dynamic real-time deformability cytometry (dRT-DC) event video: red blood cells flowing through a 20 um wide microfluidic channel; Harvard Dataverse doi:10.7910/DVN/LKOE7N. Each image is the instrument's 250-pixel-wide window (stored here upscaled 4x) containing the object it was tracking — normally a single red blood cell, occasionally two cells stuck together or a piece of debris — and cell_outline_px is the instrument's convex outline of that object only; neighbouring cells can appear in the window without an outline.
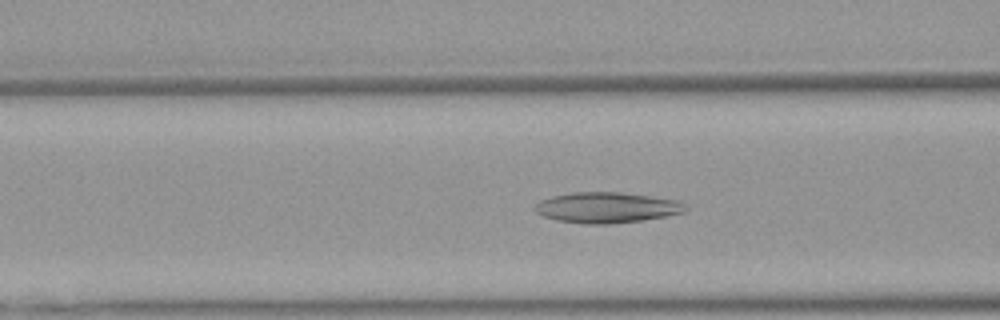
{"species": "Egyptian fruit bat (a non-hibernating species)", "species_latin": "Rousettus aegyptiacus", "temperature_condition": "warm", "stored_images_in_passage": 42, "segment_of_instrument_passage": [1, 2], "camera_frame_rate_fps": 3000, "um_per_image_px": 0.085, "animal": {"sex": "female"}, "frame": {"image": 1, "passage_image": 9, "time_ms": 2.667, "image_size_px": [1000, 320], "cell_outline_px": [[688, 208], [684, 212], [664, 216], [640, 220], [608, 224], [584, 224], [556, 220], [544, 216], [536, 212], [532, 208], [540, 200], [552, 196], [572, 192], [620, 192], [676, 200], [684, 204]], "centroid_in_image_um": [51.52, 17.64], "position_along_channel_um": 115.1, "area_um2": 26.7}}
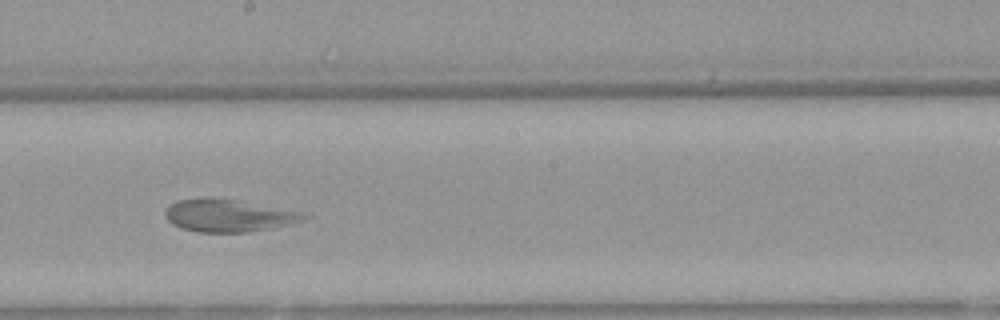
{"frame": {"image": 2, "passage_image": 18, "time_ms": 5.667, "image_size_px": [1000, 320], "cell_outline_px": [[312, 216], [304, 220], [292, 224], [272, 228], [248, 232], [196, 232], [180, 228], [172, 224], [164, 216], [164, 212], [168, 204], [176, 200], [240, 200], [304, 212]], "centroid_in_image_um": [19.48, 18.35], "position_along_channel_um": 228.7, "area_um2": 26.13}}
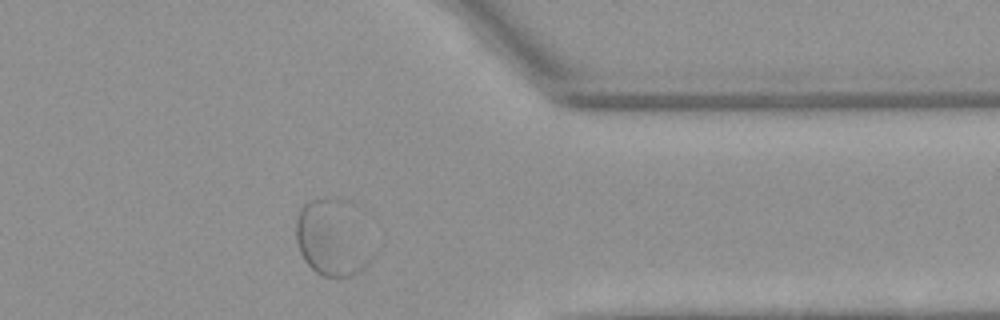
{"frame": {"image": 3, "passage_image": 31, "time_ms": 10.0, "image_size_px": [1000, 320], "cell_outline_px": [[376, 256], [364, 268], [348, 276], [324, 276], [316, 272], [304, 260], [300, 252], [296, 240], [296, 220], [300, 208], [304, 204], [312, 200], [328, 196], [332, 196], [352, 200], [360, 204], [364, 208]], "centroid_in_image_um": [28.43, 20.09], "position_along_channel_um": 383.0, "area_um2": 36.7}}